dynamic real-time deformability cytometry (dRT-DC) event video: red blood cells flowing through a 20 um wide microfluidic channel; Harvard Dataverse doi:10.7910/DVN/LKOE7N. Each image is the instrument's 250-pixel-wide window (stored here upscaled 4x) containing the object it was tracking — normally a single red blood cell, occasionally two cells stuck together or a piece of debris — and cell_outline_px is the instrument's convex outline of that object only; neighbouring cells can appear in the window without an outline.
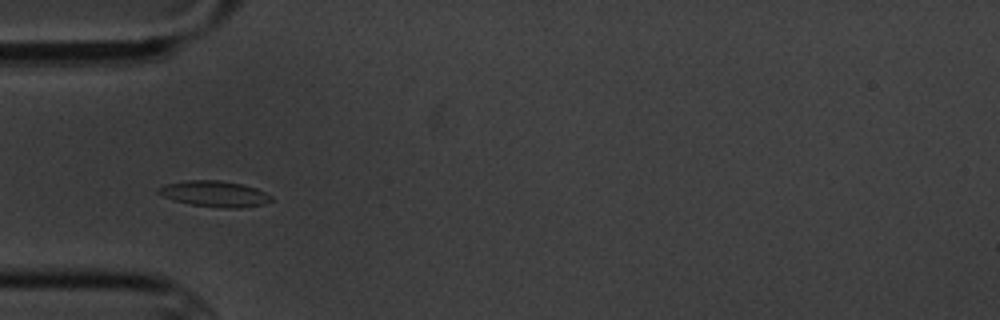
{"species": "common noctule bat (a hibernating species)", "species_latin": "Nyctalus noctula", "temperature_condition": "cold", "stored_images_in_passage": 7, "camera_frame_rate_fps": 3000, "um_per_image_px": 0.085, "animal": {"sex": "male", "body_mass_g": 20.1, "forearm_length_mm": 53.5}, "frame": {"image": 1, "passage_image": 4, "time_ms": 3.333, "image_size_px": [1000, 320], "cell_outline_px": [[272, 200], [264, 204], [240, 208], [224, 208], [192, 204], [176, 200], [164, 196], [156, 192], [156, 188], [164, 184], [188, 180], [220, 180], [240, 184], [256, 188], [272, 196]], "centroid_in_image_um": [18.23, 16.47], "position_along_channel_um": 66.8, "area_um2": 16.88}}
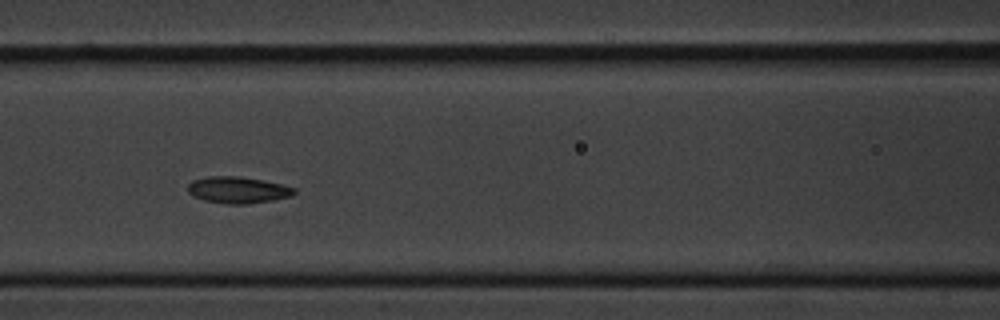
{"frame": {"image": 2, "passage_image": 6, "time_ms": 5.667, "image_size_px": [1000, 320], "cell_outline_px": [[296, 192], [292, 196], [272, 200], [248, 204], [224, 204], [204, 200], [192, 196], [188, 192], [188, 184], [192, 180], [208, 176], [240, 176], [264, 180], [296, 188]], "centroid_in_image_um": [20.2, 16.14], "position_along_channel_um": 146.4, "area_um2": 16.65}}
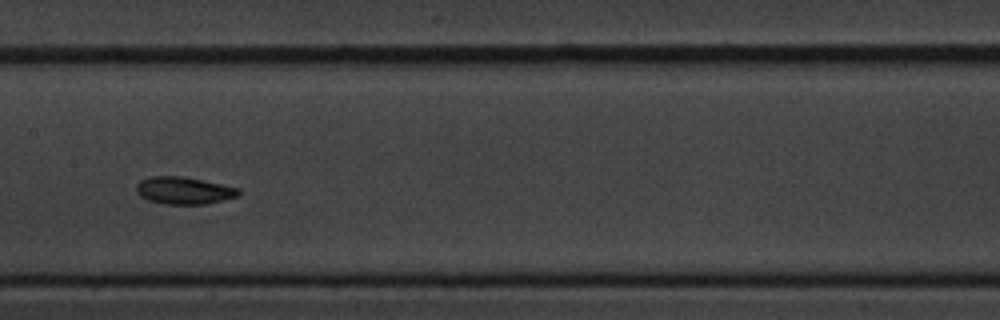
{"frame": {"image": 3, "passage_image": 7, "time_ms": 7.0, "image_size_px": [1000, 320], "cell_outline_px": [[240, 196], [224, 200], [204, 204], [164, 204], [148, 200], [140, 196], [136, 192], [136, 184], [140, 180], [152, 176], [184, 176], [240, 188]], "centroid_in_image_um": [15.64, 16.19], "position_along_channel_um": 191.8, "area_um2": 16.42}}